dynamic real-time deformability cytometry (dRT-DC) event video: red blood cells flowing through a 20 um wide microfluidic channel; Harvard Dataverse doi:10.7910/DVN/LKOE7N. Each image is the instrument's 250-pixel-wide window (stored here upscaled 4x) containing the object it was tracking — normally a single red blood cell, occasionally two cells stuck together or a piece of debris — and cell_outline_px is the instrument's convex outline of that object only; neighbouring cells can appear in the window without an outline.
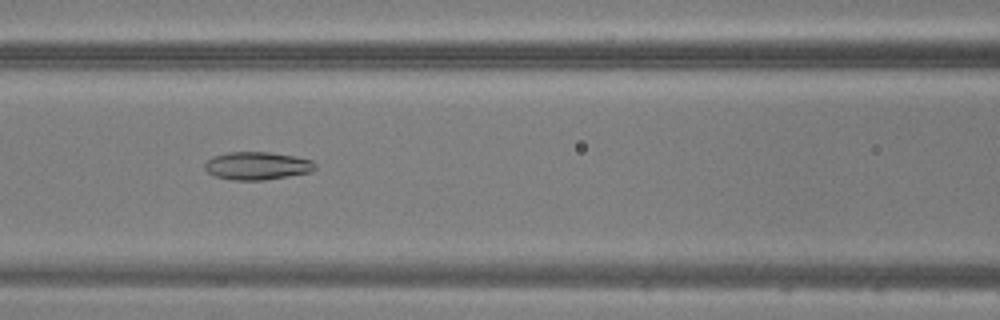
{"species": "common noctule bat (a hibernating species)", "species_latin": "Nyctalus noctula", "temperature_condition": "warm", "stored_images_in_passage": 48, "camera_frame_rate_fps": 3000, "um_per_image_px": 0.085, "animal": {"sex": "male", "body_mass_g": 20.5, "forearm_length_mm": 52.5}, "frame": {"image": 1, "passage_image": 22, "time_ms": 7.0, "image_size_px": [1000, 320], "cell_outline_px": [[316, 168], [312, 172], [264, 180], [232, 180], [216, 176], [208, 172], [204, 168], [204, 164], [212, 156], [228, 152], [268, 152], [292, 156], [312, 160], [316, 164]], "centroid_in_image_um": [21.86, 14.09], "position_along_channel_um": 144.7, "area_um2": 17.92}}
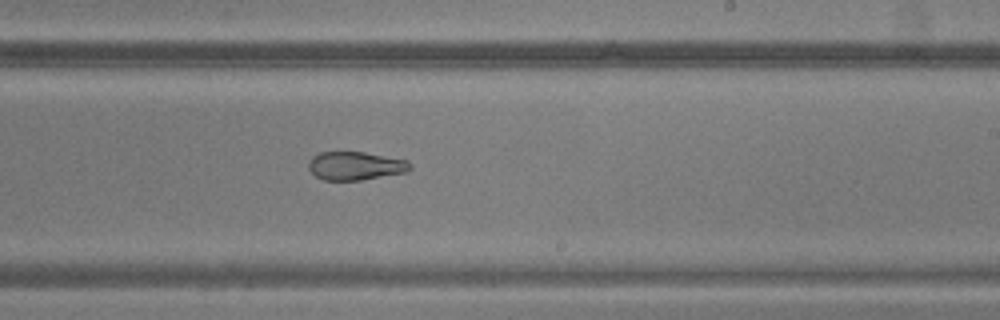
{"frame": {"image": 2, "passage_image": 30, "time_ms": 9.667, "image_size_px": [1000, 320], "cell_outline_px": [[412, 168], [408, 172], [360, 180], [324, 180], [316, 176], [308, 168], [308, 160], [312, 156], [320, 152], [364, 152], [408, 160], [412, 164]], "centroid_in_image_um": [30.23, 14.09], "position_along_channel_um": 258.8, "area_um2": 16.94}}
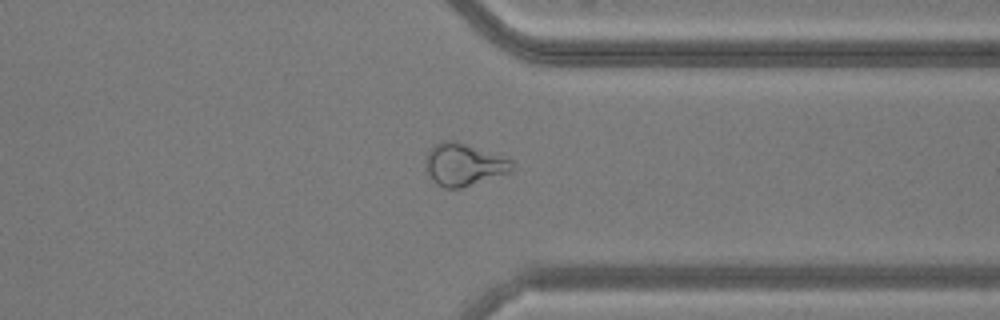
{"frame": {"image": 3, "passage_image": 38, "time_ms": 12.333, "image_size_px": [1000, 320], "cell_outline_px": [[516, 168], [508, 172], [460, 188], [444, 188], [436, 184], [432, 180], [424, 168], [424, 160], [428, 152], [436, 144], [444, 140], [456, 140], [512, 160], [516, 164]], "centroid_in_image_um": [39.39, 13.98], "position_along_channel_um": 372.0, "area_um2": 21.27}}